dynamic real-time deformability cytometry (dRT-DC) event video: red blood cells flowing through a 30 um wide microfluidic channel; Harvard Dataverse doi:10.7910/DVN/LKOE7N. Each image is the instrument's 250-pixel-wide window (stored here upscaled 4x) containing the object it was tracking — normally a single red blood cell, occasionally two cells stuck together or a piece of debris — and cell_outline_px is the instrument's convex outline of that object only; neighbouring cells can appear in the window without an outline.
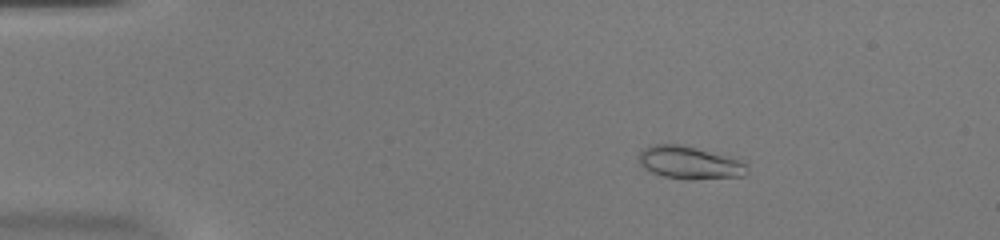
{"species": "common noctule bat (a hibernating species)", "species_latin": "Nyctalus noctula", "temperature_condition": "warm", "stored_images_in_passage": 52, "camera_frame_rate_fps": 3000, "um_per_image_px": 0.085, "animal": {"sex": "female", "body_mass_g": 20.0, "forearm_length_mm": 54.0}, "frame": {"image": 1, "passage_image": 8, "time_ms": 2.333, "image_size_px": [1000, 240], "cell_outline_px": [[748, 172], [744, 176], [664, 176], [652, 172], [644, 168], [640, 164], [636, 156], [644, 148], [652, 144], [684, 144], [740, 156], [748, 160]], "centroid_in_image_um": [58.71, 13.72], "position_along_channel_um": 26.3, "area_um2": 20.75}}
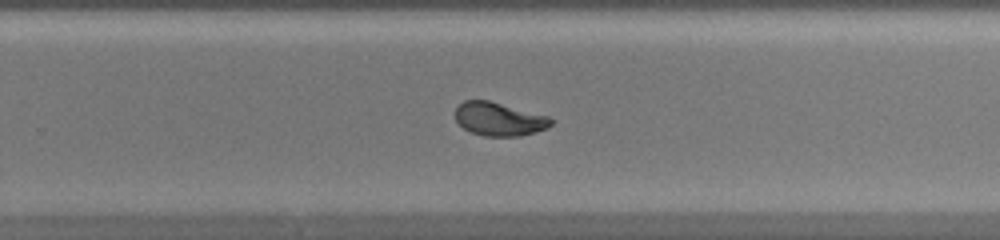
{"frame": {"image": 2, "passage_image": 34, "time_ms": 11.0, "image_size_px": [1000, 240], "cell_outline_px": [[552, 124], [548, 128], [520, 136], [484, 136], [472, 132], [464, 128], [456, 120], [452, 112], [464, 100], [488, 100], [548, 116], [552, 120]], "centroid_in_image_um": [42.39, 10.12], "position_along_channel_um": 287.4, "area_um2": 18.61}}
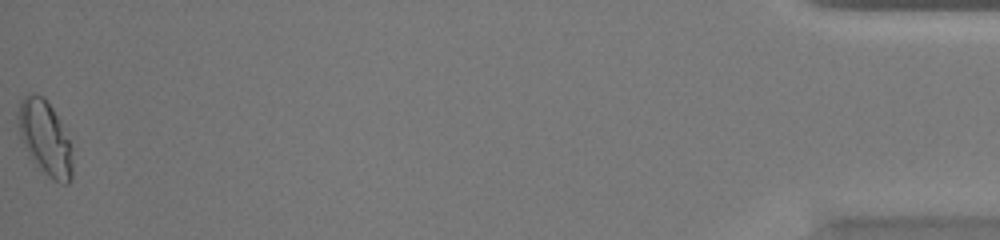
{"frame": {"image": 3, "passage_image": 52, "time_ms": 17.0, "image_size_px": [1000, 240], "cell_outline_px": [[72, 176], [68, 184], [64, 184], [48, 176], [28, 156], [20, 136], [16, 120], [16, 116], [20, 100], [24, 96], [32, 92], [44, 96], [52, 108], [68, 140], [72, 164]], "centroid_in_image_um": [3.76, 11.69], "position_along_channel_um": 431.4, "area_um2": 23.29}, "authors_computed_cell_mechanics": {"area_um2": 19.7098, "velocity_mm_per_s": 3.9632, "shape_relaxation_time_tau1_ms": 6.1936, "shape_relaxation_time_tau2_ms": null, "deformation_change_tau1": 0.218, "deformation_change_tau2": null}}